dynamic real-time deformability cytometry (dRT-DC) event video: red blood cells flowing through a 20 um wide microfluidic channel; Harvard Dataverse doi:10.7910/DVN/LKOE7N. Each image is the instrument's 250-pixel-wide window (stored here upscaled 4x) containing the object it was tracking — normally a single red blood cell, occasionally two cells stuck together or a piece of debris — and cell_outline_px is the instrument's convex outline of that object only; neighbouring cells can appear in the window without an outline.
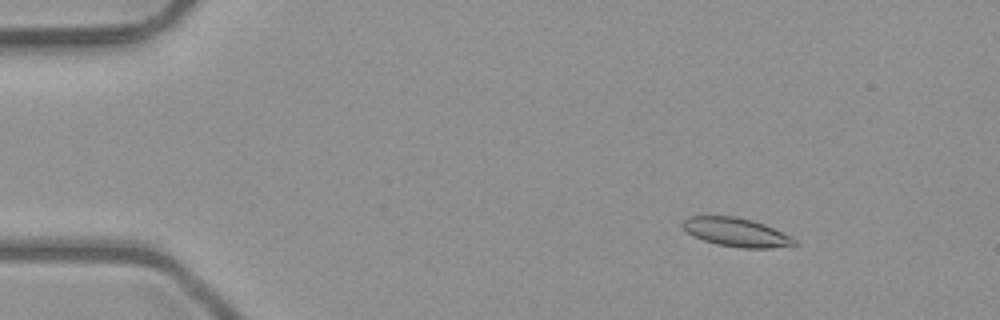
{"species": "common noctule bat (a hibernating species)", "species_latin": "Nyctalus noctula", "temperature_condition": "room temperature", "stored_images_in_passage": 51, "camera_frame_rate_fps": 3000, "um_per_image_px": 0.085, "animal": {"sex": "male", "body_mass_g": 23.1, "forearm_length_mm": 52.7}, "frame": {"image": 1, "passage_image": 7, "time_ms": 2.0, "image_size_px": [1000, 320], "cell_outline_px": [[796, 244], [772, 248], [740, 248], [716, 244], [704, 240], [688, 232], [680, 224], [688, 216], [736, 216], [752, 220], [764, 224], [792, 236], [796, 240]], "centroid_in_image_um": [62.59, 19.74], "position_along_channel_um": 22.4, "area_um2": 18.61}}
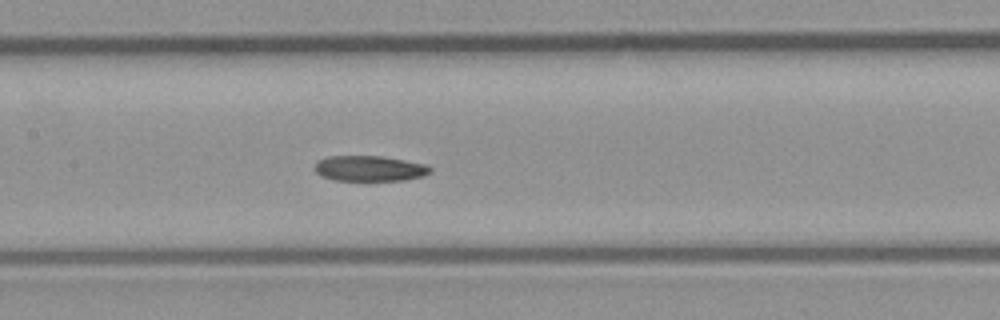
{"frame": {"image": 2, "passage_image": 25, "time_ms": 8.0, "image_size_px": [1000, 320], "cell_outline_px": [[432, 172], [424, 176], [404, 180], [332, 180], [320, 176], [312, 168], [316, 160], [324, 156], [384, 156], [424, 164], [432, 168]], "centroid_in_image_um": [31.35, 14.31], "position_along_channel_um": 176.1, "area_um2": 17.46}}
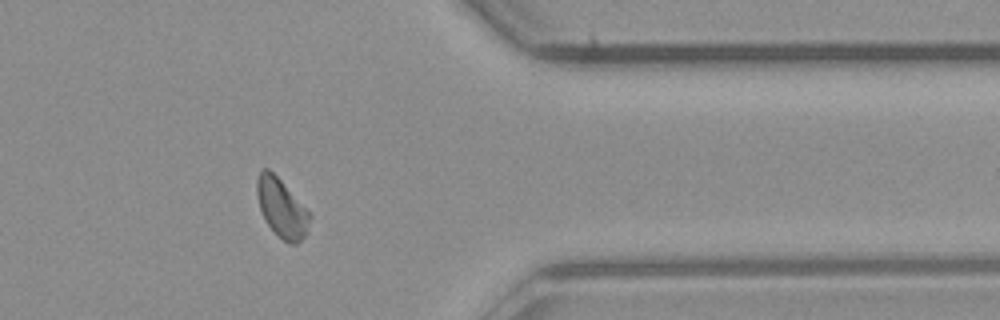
{"frame": {"image": 3, "passage_image": 42, "time_ms": 13.667, "image_size_px": [1000, 320], "cell_outline_px": [[312, 216], [308, 232], [296, 244], [292, 244], [284, 240], [268, 224], [260, 208], [256, 192], [256, 180], [260, 172], [264, 168], [268, 168], [280, 180]], "centroid_in_image_um": [23.95, 17.68], "position_along_channel_um": 387.5, "area_um2": 17.51}, "authors_computed_cell_mechanics": {"area_um2": 18.3226, "velocity_mm_per_s": 4.0249, "shape_relaxation_time_tau1_ms": null, "shape_relaxation_time_tau2_ms": 9.9598, "deformation_change_tau1": null, "deformation_change_tau2": 0.1573}}